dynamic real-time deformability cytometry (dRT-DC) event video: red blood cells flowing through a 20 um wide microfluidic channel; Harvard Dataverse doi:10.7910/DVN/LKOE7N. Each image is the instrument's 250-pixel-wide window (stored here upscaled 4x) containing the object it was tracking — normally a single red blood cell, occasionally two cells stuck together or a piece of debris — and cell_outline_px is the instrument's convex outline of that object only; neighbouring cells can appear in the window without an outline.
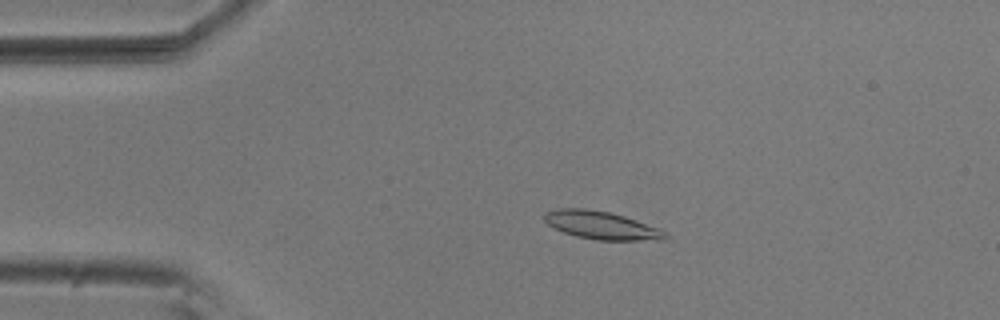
{"species": "common noctule bat (a hibernating species)", "species_latin": "Nyctalus noctula", "temperature_condition": "room temperature", "stored_images_in_passage": 54, "camera_frame_rate_fps": 3000, "um_per_image_px": 0.085, "animal": {"sex": "male", "body_mass_g": 20.5, "forearm_length_mm": 52.5}, "frame": {"image": 1, "passage_image": 11, "time_ms": 3.333, "image_size_px": [1000, 320], "cell_outline_px": [[668, 236], [664, 240], [596, 240], [576, 236], [564, 232], [548, 224], [544, 220], [544, 212], [556, 208], [584, 208], [608, 212], [624, 216], [660, 228], [668, 232]], "centroid_in_image_um": [51.14, 19.15], "position_along_channel_um": 33.9, "area_um2": 19.77}}
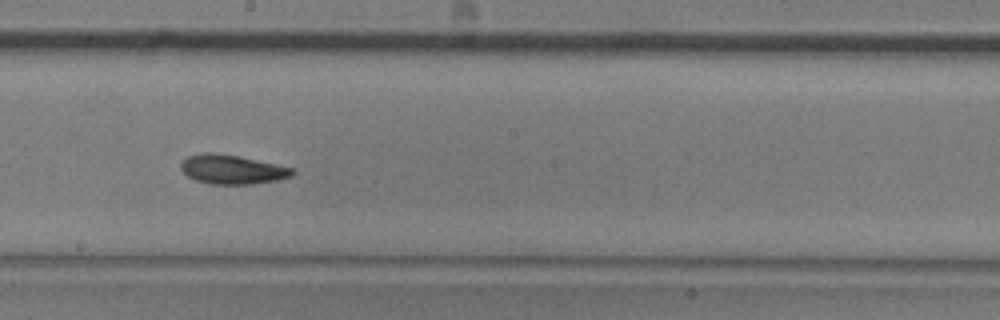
{"frame": {"image": 2, "passage_image": 30, "time_ms": 9.667, "image_size_px": [1000, 320], "cell_outline_px": [[296, 172], [292, 176], [280, 180], [252, 184], [212, 184], [196, 180], [188, 176], [180, 168], [180, 164], [188, 156], [204, 152], [216, 152], [240, 156], [296, 168]], "centroid_in_image_um": [19.79, 14.39], "position_along_channel_um": 228.4, "area_um2": 19.25}}
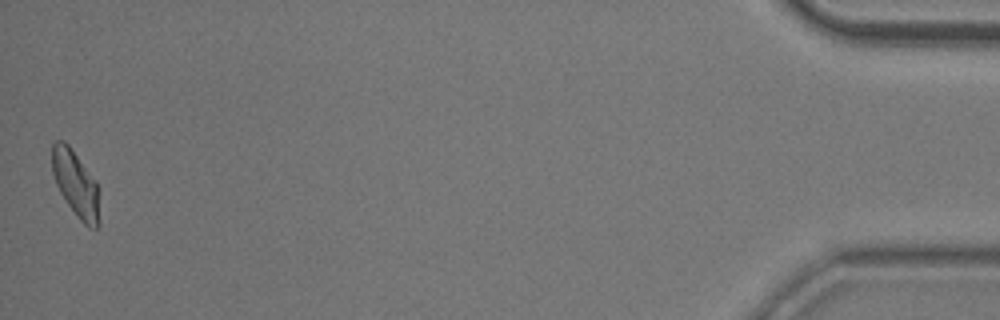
{"frame": {"image": 3, "passage_image": 54, "time_ms": 17.667, "image_size_px": [1000, 320], "cell_outline_px": [[100, 224], [96, 228], [88, 228], [76, 216], [60, 192], [56, 184], [52, 172], [52, 144], [56, 140], [64, 140], [68, 144], [96, 180], [100, 188]], "centroid_in_image_um": [6.48, 15.66], "position_along_channel_um": 428.7, "area_um2": 18.73}, "authors_computed_cell_mechanics": {"area_um2": 18.6983, "velocity_mm_per_s": 3.679, "shape_relaxation_time_tau1_ms": 4.8205, "shape_relaxation_time_tau2_ms": 7.3979, "deformation_change_tau1": 0.1491, "deformation_change_tau2": 0.0882}}